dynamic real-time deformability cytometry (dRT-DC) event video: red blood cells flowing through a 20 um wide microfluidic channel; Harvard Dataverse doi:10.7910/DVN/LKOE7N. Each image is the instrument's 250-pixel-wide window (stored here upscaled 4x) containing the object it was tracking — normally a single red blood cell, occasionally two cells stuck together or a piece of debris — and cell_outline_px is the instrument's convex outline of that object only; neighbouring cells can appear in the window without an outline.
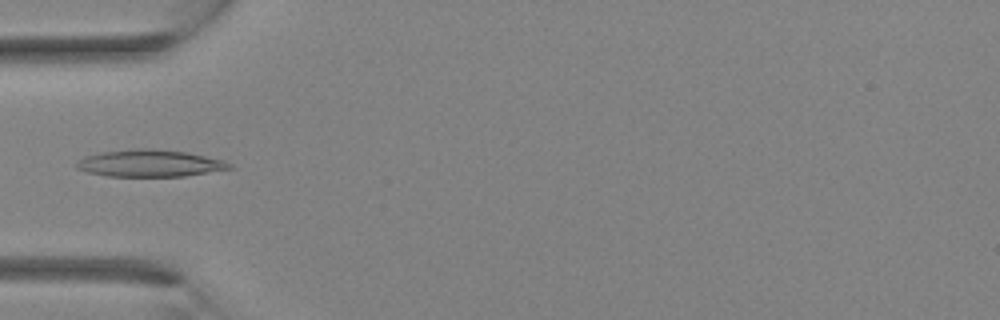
{"species": "Egyptian fruit bat (a non-hibernating species)", "species_latin": "Rousettus aegyptiacus", "temperature_condition": "room temperature", "stored_images_in_passage": 33, "camera_frame_rate_fps": 3000, "um_per_image_px": 0.085, "animal": {"sex": "female"}, "frame": {"image": 1, "passage_image": 11, "time_ms": 3.333, "image_size_px": [1000, 320], "cell_outline_px": [[232, 168], [184, 176], [108, 176], [88, 172], [76, 168], [76, 160], [84, 156], [104, 152], [136, 148], [148, 148], [184, 152], [224, 160], [232, 164]], "centroid_in_image_um": [12.7, 13.88], "position_along_channel_um": 72.3, "area_um2": 23.81}}
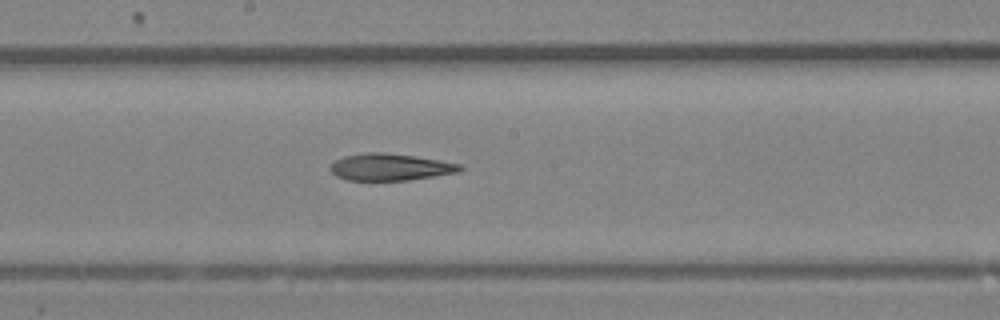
{"frame": {"image": 2, "passage_image": 18, "time_ms": 5.667, "image_size_px": [1000, 320], "cell_outline_px": [[464, 168], [460, 172], [408, 180], [348, 180], [336, 176], [328, 168], [336, 160], [344, 156], [364, 152], [384, 152], [416, 156], [440, 160], [460, 164]], "centroid_in_image_um": [33.17, 14.19], "position_along_channel_um": 215.0, "area_um2": 20.4}}
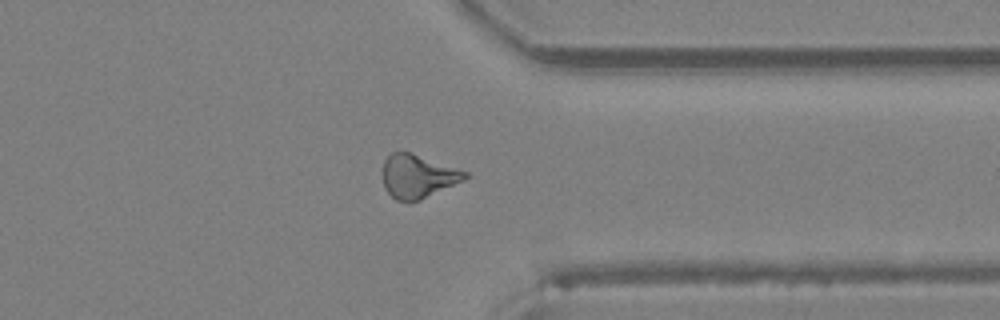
{"frame": {"image": 3, "passage_image": 26, "time_ms": 8.333, "image_size_px": [1000, 320], "cell_outline_px": [[468, 176], [464, 180], [420, 200], [396, 200], [384, 188], [384, 160], [392, 152], [412, 152], [468, 172]], "centroid_in_image_um": [35.53, 14.97], "position_along_channel_um": 375.9, "area_um2": 20.52}}